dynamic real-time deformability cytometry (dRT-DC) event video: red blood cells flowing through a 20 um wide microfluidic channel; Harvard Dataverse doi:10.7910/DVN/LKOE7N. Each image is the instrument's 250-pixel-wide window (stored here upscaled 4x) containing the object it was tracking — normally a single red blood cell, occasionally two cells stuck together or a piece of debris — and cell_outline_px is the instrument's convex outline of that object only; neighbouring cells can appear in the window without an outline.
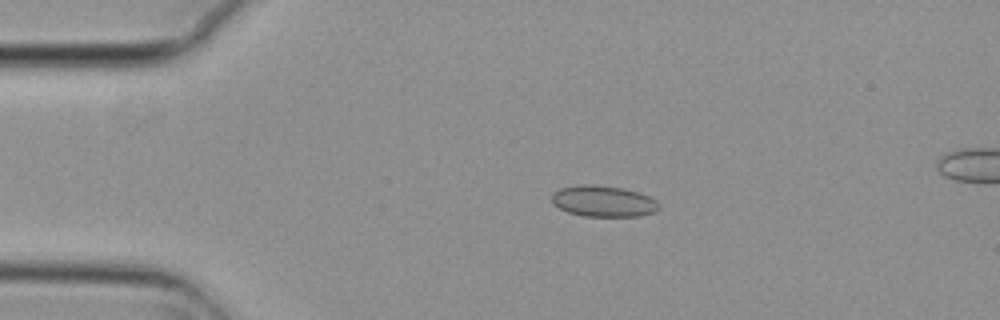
{"species": "common noctule bat (a hibernating species)", "species_latin": "Nyctalus noctula", "temperature_condition": "cold", "stored_images_in_passage": 6, "camera_frame_rate_fps": 3000, "um_per_image_px": 0.085, "animal": {"sex": "female", "body_mass_g": 29.2, "forearm_length_mm": 56.3}, "frame": {"image": 1, "passage_image": 4, "time_ms": 1.0, "image_size_px": [1000, 320], "cell_outline_px": [[660, 208], [656, 212], [640, 216], [584, 216], [568, 212], [552, 204], [552, 192], [560, 188], [576, 184], [592, 184], [624, 188], [640, 192], [656, 200], [660, 204]], "centroid_in_image_um": [51.3, 17.09], "position_along_channel_um": 33.7, "area_um2": 19.77}}